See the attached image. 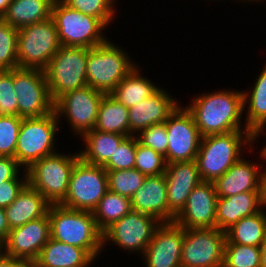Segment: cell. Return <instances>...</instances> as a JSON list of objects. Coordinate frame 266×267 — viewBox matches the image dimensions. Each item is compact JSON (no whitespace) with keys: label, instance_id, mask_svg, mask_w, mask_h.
<instances>
[{"label":"cell","instance_id":"cell-1","mask_svg":"<svg viewBox=\"0 0 266 267\" xmlns=\"http://www.w3.org/2000/svg\"><path fill=\"white\" fill-rule=\"evenodd\" d=\"M185 107L193 115L202 137L233 131H249L243 122L242 90L229 88L196 94Z\"/></svg>","mask_w":266,"mask_h":267},{"label":"cell","instance_id":"cell-2","mask_svg":"<svg viewBox=\"0 0 266 267\" xmlns=\"http://www.w3.org/2000/svg\"><path fill=\"white\" fill-rule=\"evenodd\" d=\"M249 148L257 149L254 135L250 131L202 137L195 159L202 181L214 182L245 155L244 149L247 151Z\"/></svg>","mask_w":266,"mask_h":267},{"label":"cell","instance_id":"cell-3","mask_svg":"<svg viewBox=\"0 0 266 267\" xmlns=\"http://www.w3.org/2000/svg\"><path fill=\"white\" fill-rule=\"evenodd\" d=\"M48 216L52 239L85 249L98 260L97 256L103 251L102 232L97 227L92 212L51 204Z\"/></svg>","mask_w":266,"mask_h":267},{"label":"cell","instance_id":"cell-4","mask_svg":"<svg viewBox=\"0 0 266 267\" xmlns=\"http://www.w3.org/2000/svg\"><path fill=\"white\" fill-rule=\"evenodd\" d=\"M115 44L108 39L101 45L89 48L88 52L87 84L104 94H110L139 65L124 48Z\"/></svg>","mask_w":266,"mask_h":267},{"label":"cell","instance_id":"cell-5","mask_svg":"<svg viewBox=\"0 0 266 267\" xmlns=\"http://www.w3.org/2000/svg\"><path fill=\"white\" fill-rule=\"evenodd\" d=\"M60 124L63 125L55 111L43 117L22 118L14 158L25 170L34 162L58 152L55 141Z\"/></svg>","mask_w":266,"mask_h":267},{"label":"cell","instance_id":"cell-6","mask_svg":"<svg viewBox=\"0 0 266 267\" xmlns=\"http://www.w3.org/2000/svg\"><path fill=\"white\" fill-rule=\"evenodd\" d=\"M51 18L61 46L94 48L110 39L104 33L108 27L100 19L85 15L62 0H55Z\"/></svg>","mask_w":266,"mask_h":267},{"label":"cell","instance_id":"cell-7","mask_svg":"<svg viewBox=\"0 0 266 267\" xmlns=\"http://www.w3.org/2000/svg\"><path fill=\"white\" fill-rule=\"evenodd\" d=\"M59 151L34 162L27 171L28 184L40 192L50 204H60L67 195L71 171L79 152Z\"/></svg>","mask_w":266,"mask_h":267},{"label":"cell","instance_id":"cell-8","mask_svg":"<svg viewBox=\"0 0 266 267\" xmlns=\"http://www.w3.org/2000/svg\"><path fill=\"white\" fill-rule=\"evenodd\" d=\"M89 48L61 46L44 70L53 102L67 92L88 86Z\"/></svg>","mask_w":266,"mask_h":267},{"label":"cell","instance_id":"cell-9","mask_svg":"<svg viewBox=\"0 0 266 267\" xmlns=\"http://www.w3.org/2000/svg\"><path fill=\"white\" fill-rule=\"evenodd\" d=\"M61 47L52 18L18 30V68L45 70Z\"/></svg>","mask_w":266,"mask_h":267},{"label":"cell","instance_id":"cell-10","mask_svg":"<svg viewBox=\"0 0 266 267\" xmlns=\"http://www.w3.org/2000/svg\"><path fill=\"white\" fill-rule=\"evenodd\" d=\"M107 191L108 178L104 167L79 158L72 168L67 195L60 205L92 212Z\"/></svg>","mask_w":266,"mask_h":267},{"label":"cell","instance_id":"cell-11","mask_svg":"<svg viewBox=\"0 0 266 267\" xmlns=\"http://www.w3.org/2000/svg\"><path fill=\"white\" fill-rule=\"evenodd\" d=\"M104 95L99 90L85 86L60 96L54 102V111L58 120L66 118L72 134L81 138L95 128L98 108Z\"/></svg>","mask_w":266,"mask_h":267},{"label":"cell","instance_id":"cell-12","mask_svg":"<svg viewBox=\"0 0 266 267\" xmlns=\"http://www.w3.org/2000/svg\"><path fill=\"white\" fill-rule=\"evenodd\" d=\"M160 224L153 216L131 210L102 233L103 249L113 243L125 252L142 256Z\"/></svg>","mask_w":266,"mask_h":267},{"label":"cell","instance_id":"cell-13","mask_svg":"<svg viewBox=\"0 0 266 267\" xmlns=\"http://www.w3.org/2000/svg\"><path fill=\"white\" fill-rule=\"evenodd\" d=\"M13 85L21 118L43 117L54 111L44 70L15 68Z\"/></svg>","mask_w":266,"mask_h":267},{"label":"cell","instance_id":"cell-14","mask_svg":"<svg viewBox=\"0 0 266 267\" xmlns=\"http://www.w3.org/2000/svg\"><path fill=\"white\" fill-rule=\"evenodd\" d=\"M225 231L215 228L185 229L181 267H223Z\"/></svg>","mask_w":266,"mask_h":267},{"label":"cell","instance_id":"cell-15","mask_svg":"<svg viewBox=\"0 0 266 267\" xmlns=\"http://www.w3.org/2000/svg\"><path fill=\"white\" fill-rule=\"evenodd\" d=\"M168 134L166 164L196 159L202 136L193 115L181 104L165 121Z\"/></svg>","mask_w":266,"mask_h":267},{"label":"cell","instance_id":"cell-16","mask_svg":"<svg viewBox=\"0 0 266 267\" xmlns=\"http://www.w3.org/2000/svg\"><path fill=\"white\" fill-rule=\"evenodd\" d=\"M184 228L175 222L161 223L143 253L147 267H181Z\"/></svg>","mask_w":266,"mask_h":267},{"label":"cell","instance_id":"cell-17","mask_svg":"<svg viewBox=\"0 0 266 267\" xmlns=\"http://www.w3.org/2000/svg\"><path fill=\"white\" fill-rule=\"evenodd\" d=\"M50 238V222L47 214L42 218L10 229L6 240V254L25 260L31 265Z\"/></svg>","mask_w":266,"mask_h":267},{"label":"cell","instance_id":"cell-18","mask_svg":"<svg viewBox=\"0 0 266 267\" xmlns=\"http://www.w3.org/2000/svg\"><path fill=\"white\" fill-rule=\"evenodd\" d=\"M217 199L213 182L202 181L192 190L174 222L185 229L215 228Z\"/></svg>","mask_w":266,"mask_h":267},{"label":"cell","instance_id":"cell-19","mask_svg":"<svg viewBox=\"0 0 266 267\" xmlns=\"http://www.w3.org/2000/svg\"><path fill=\"white\" fill-rule=\"evenodd\" d=\"M167 203L169 222L184 209L192 190L202 182L196 161L174 162L166 165Z\"/></svg>","mask_w":266,"mask_h":267},{"label":"cell","instance_id":"cell-20","mask_svg":"<svg viewBox=\"0 0 266 267\" xmlns=\"http://www.w3.org/2000/svg\"><path fill=\"white\" fill-rule=\"evenodd\" d=\"M173 96L161 86L141 103L129 107V136H136L151 125L165 123L182 103Z\"/></svg>","mask_w":266,"mask_h":267},{"label":"cell","instance_id":"cell-21","mask_svg":"<svg viewBox=\"0 0 266 267\" xmlns=\"http://www.w3.org/2000/svg\"><path fill=\"white\" fill-rule=\"evenodd\" d=\"M260 163H254L242 156L213 184L218 197H230L247 191H259L261 173L265 162L261 152ZM260 164V165H259Z\"/></svg>","mask_w":266,"mask_h":267},{"label":"cell","instance_id":"cell-22","mask_svg":"<svg viewBox=\"0 0 266 267\" xmlns=\"http://www.w3.org/2000/svg\"><path fill=\"white\" fill-rule=\"evenodd\" d=\"M132 210L153 216L161 223L169 222L165 175L146 176L131 198Z\"/></svg>","mask_w":266,"mask_h":267},{"label":"cell","instance_id":"cell-23","mask_svg":"<svg viewBox=\"0 0 266 267\" xmlns=\"http://www.w3.org/2000/svg\"><path fill=\"white\" fill-rule=\"evenodd\" d=\"M262 210L260 191H247L230 197H218L216 203V227L226 231L240 219Z\"/></svg>","mask_w":266,"mask_h":267},{"label":"cell","instance_id":"cell-24","mask_svg":"<svg viewBox=\"0 0 266 267\" xmlns=\"http://www.w3.org/2000/svg\"><path fill=\"white\" fill-rule=\"evenodd\" d=\"M263 66L252 89L242 90L244 122L247 129L254 135V144L259 142L258 138L266 131V63Z\"/></svg>","mask_w":266,"mask_h":267},{"label":"cell","instance_id":"cell-25","mask_svg":"<svg viewBox=\"0 0 266 267\" xmlns=\"http://www.w3.org/2000/svg\"><path fill=\"white\" fill-rule=\"evenodd\" d=\"M95 259L85 250L50 238L32 267H90Z\"/></svg>","mask_w":266,"mask_h":267},{"label":"cell","instance_id":"cell-26","mask_svg":"<svg viewBox=\"0 0 266 267\" xmlns=\"http://www.w3.org/2000/svg\"><path fill=\"white\" fill-rule=\"evenodd\" d=\"M50 206L51 204L40 192L27 184L4 210L9 227L12 229L46 216Z\"/></svg>","mask_w":266,"mask_h":267},{"label":"cell","instance_id":"cell-27","mask_svg":"<svg viewBox=\"0 0 266 267\" xmlns=\"http://www.w3.org/2000/svg\"><path fill=\"white\" fill-rule=\"evenodd\" d=\"M126 137L93 129L81 137L84 149L78 150L80 158L89 164L103 166Z\"/></svg>","mask_w":266,"mask_h":267},{"label":"cell","instance_id":"cell-28","mask_svg":"<svg viewBox=\"0 0 266 267\" xmlns=\"http://www.w3.org/2000/svg\"><path fill=\"white\" fill-rule=\"evenodd\" d=\"M55 0H11L2 20L18 30L51 18Z\"/></svg>","mask_w":266,"mask_h":267},{"label":"cell","instance_id":"cell-29","mask_svg":"<svg viewBox=\"0 0 266 267\" xmlns=\"http://www.w3.org/2000/svg\"><path fill=\"white\" fill-rule=\"evenodd\" d=\"M141 68L139 65L135 67L109 94L127 108L141 103L160 88V84L158 86V83L142 75Z\"/></svg>","mask_w":266,"mask_h":267},{"label":"cell","instance_id":"cell-30","mask_svg":"<svg viewBox=\"0 0 266 267\" xmlns=\"http://www.w3.org/2000/svg\"><path fill=\"white\" fill-rule=\"evenodd\" d=\"M225 243L260 247L266 235V212L244 217L225 231Z\"/></svg>","mask_w":266,"mask_h":267},{"label":"cell","instance_id":"cell-31","mask_svg":"<svg viewBox=\"0 0 266 267\" xmlns=\"http://www.w3.org/2000/svg\"><path fill=\"white\" fill-rule=\"evenodd\" d=\"M95 130L129 136V110L109 94H105L98 108Z\"/></svg>","mask_w":266,"mask_h":267},{"label":"cell","instance_id":"cell-32","mask_svg":"<svg viewBox=\"0 0 266 267\" xmlns=\"http://www.w3.org/2000/svg\"><path fill=\"white\" fill-rule=\"evenodd\" d=\"M132 210L131 199L107 191L92 211L97 227L103 233L109 226Z\"/></svg>","mask_w":266,"mask_h":267},{"label":"cell","instance_id":"cell-33","mask_svg":"<svg viewBox=\"0 0 266 267\" xmlns=\"http://www.w3.org/2000/svg\"><path fill=\"white\" fill-rule=\"evenodd\" d=\"M106 171L108 178V190L130 199L142 186L143 181L146 178L145 175L135 168Z\"/></svg>","mask_w":266,"mask_h":267},{"label":"cell","instance_id":"cell-34","mask_svg":"<svg viewBox=\"0 0 266 267\" xmlns=\"http://www.w3.org/2000/svg\"><path fill=\"white\" fill-rule=\"evenodd\" d=\"M69 7L85 15L100 19L107 27L115 20L118 13L113 0H62ZM116 4V5H115ZM114 19V20H113Z\"/></svg>","mask_w":266,"mask_h":267},{"label":"cell","instance_id":"cell-35","mask_svg":"<svg viewBox=\"0 0 266 267\" xmlns=\"http://www.w3.org/2000/svg\"><path fill=\"white\" fill-rule=\"evenodd\" d=\"M260 247L225 243L223 267H260Z\"/></svg>","mask_w":266,"mask_h":267},{"label":"cell","instance_id":"cell-36","mask_svg":"<svg viewBox=\"0 0 266 267\" xmlns=\"http://www.w3.org/2000/svg\"><path fill=\"white\" fill-rule=\"evenodd\" d=\"M18 29L0 18V71L18 68Z\"/></svg>","mask_w":266,"mask_h":267},{"label":"cell","instance_id":"cell-37","mask_svg":"<svg viewBox=\"0 0 266 267\" xmlns=\"http://www.w3.org/2000/svg\"><path fill=\"white\" fill-rule=\"evenodd\" d=\"M166 165L164 156L152 148L143 146L137 139L135 169L145 176H155L165 173Z\"/></svg>","mask_w":266,"mask_h":267},{"label":"cell","instance_id":"cell-38","mask_svg":"<svg viewBox=\"0 0 266 267\" xmlns=\"http://www.w3.org/2000/svg\"><path fill=\"white\" fill-rule=\"evenodd\" d=\"M21 122L20 116H0V157L14 158Z\"/></svg>","mask_w":266,"mask_h":267},{"label":"cell","instance_id":"cell-39","mask_svg":"<svg viewBox=\"0 0 266 267\" xmlns=\"http://www.w3.org/2000/svg\"><path fill=\"white\" fill-rule=\"evenodd\" d=\"M137 137L128 136L118 146L111 158L103 165L105 170L133 169L135 165Z\"/></svg>","mask_w":266,"mask_h":267},{"label":"cell","instance_id":"cell-40","mask_svg":"<svg viewBox=\"0 0 266 267\" xmlns=\"http://www.w3.org/2000/svg\"><path fill=\"white\" fill-rule=\"evenodd\" d=\"M18 116V102L13 85V70L0 71V116Z\"/></svg>","mask_w":266,"mask_h":267},{"label":"cell","instance_id":"cell-41","mask_svg":"<svg viewBox=\"0 0 266 267\" xmlns=\"http://www.w3.org/2000/svg\"><path fill=\"white\" fill-rule=\"evenodd\" d=\"M136 137L143 146L152 148L162 156H166L169 143L165 123L151 125L142 130Z\"/></svg>","mask_w":266,"mask_h":267},{"label":"cell","instance_id":"cell-42","mask_svg":"<svg viewBox=\"0 0 266 267\" xmlns=\"http://www.w3.org/2000/svg\"><path fill=\"white\" fill-rule=\"evenodd\" d=\"M28 184V179H11L0 184V207H8Z\"/></svg>","mask_w":266,"mask_h":267},{"label":"cell","instance_id":"cell-43","mask_svg":"<svg viewBox=\"0 0 266 267\" xmlns=\"http://www.w3.org/2000/svg\"><path fill=\"white\" fill-rule=\"evenodd\" d=\"M11 179H28L27 171L15 158L0 157V184Z\"/></svg>","mask_w":266,"mask_h":267},{"label":"cell","instance_id":"cell-44","mask_svg":"<svg viewBox=\"0 0 266 267\" xmlns=\"http://www.w3.org/2000/svg\"><path fill=\"white\" fill-rule=\"evenodd\" d=\"M30 264L25 260L13 258L10 256H5L0 260V267H29Z\"/></svg>","mask_w":266,"mask_h":267},{"label":"cell","instance_id":"cell-45","mask_svg":"<svg viewBox=\"0 0 266 267\" xmlns=\"http://www.w3.org/2000/svg\"><path fill=\"white\" fill-rule=\"evenodd\" d=\"M10 227L6 218L4 208L0 207V238L5 241L8 238Z\"/></svg>","mask_w":266,"mask_h":267},{"label":"cell","instance_id":"cell-46","mask_svg":"<svg viewBox=\"0 0 266 267\" xmlns=\"http://www.w3.org/2000/svg\"><path fill=\"white\" fill-rule=\"evenodd\" d=\"M260 203L263 211L266 212V168L263 167L260 179Z\"/></svg>","mask_w":266,"mask_h":267},{"label":"cell","instance_id":"cell-47","mask_svg":"<svg viewBox=\"0 0 266 267\" xmlns=\"http://www.w3.org/2000/svg\"><path fill=\"white\" fill-rule=\"evenodd\" d=\"M260 251H261L260 267H266V235L263 242L260 245Z\"/></svg>","mask_w":266,"mask_h":267},{"label":"cell","instance_id":"cell-48","mask_svg":"<svg viewBox=\"0 0 266 267\" xmlns=\"http://www.w3.org/2000/svg\"><path fill=\"white\" fill-rule=\"evenodd\" d=\"M11 0H0V18L6 13Z\"/></svg>","mask_w":266,"mask_h":267},{"label":"cell","instance_id":"cell-49","mask_svg":"<svg viewBox=\"0 0 266 267\" xmlns=\"http://www.w3.org/2000/svg\"><path fill=\"white\" fill-rule=\"evenodd\" d=\"M6 255V241L0 238V260H2Z\"/></svg>","mask_w":266,"mask_h":267},{"label":"cell","instance_id":"cell-50","mask_svg":"<svg viewBox=\"0 0 266 267\" xmlns=\"http://www.w3.org/2000/svg\"><path fill=\"white\" fill-rule=\"evenodd\" d=\"M236 1H238V2L241 1V3L244 2L245 4L246 3H251L252 4V2H253V4H254V2H256V3L263 2L264 3L266 0H236Z\"/></svg>","mask_w":266,"mask_h":267},{"label":"cell","instance_id":"cell-51","mask_svg":"<svg viewBox=\"0 0 266 267\" xmlns=\"http://www.w3.org/2000/svg\"><path fill=\"white\" fill-rule=\"evenodd\" d=\"M263 146H264V147L261 146V150H260V152H261V155H262L264 161L266 162V144L263 145ZM265 164H266V163H265Z\"/></svg>","mask_w":266,"mask_h":267}]
</instances>
